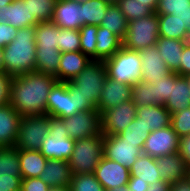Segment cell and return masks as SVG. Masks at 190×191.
<instances>
[{"label":"cell","instance_id":"cell-17","mask_svg":"<svg viewBox=\"0 0 190 191\" xmlns=\"http://www.w3.org/2000/svg\"><path fill=\"white\" fill-rule=\"evenodd\" d=\"M51 21L60 28L80 30L84 26L81 4L70 0H57Z\"/></svg>","mask_w":190,"mask_h":191},{"label":"cell","instance_id":"cell-16","mask_svg":"<svg viewBox=\"0 0 190 191\" xmlns=\"http://www.w3.org/2000/svg\"><path fill=\"white\" fill-rule=\"evenodd\" d=\"M132 100V85L106 78L102 88L97 110L104 111L117 107L120 103Z\"/></svg>","mask_w":190,"mask_h":191},{"label":"cell","instance_id":"cell-38","mask_svg":"<svg viewBox=\"0 0 190 191\" xmlns=\"http://www.w3.org/2000/svg\"><path fill=\"white\" fill-rule=\"evenodd\" d=\"M116 4L128 22L149 16L155 12L152 8L145 7L140 0H118Z\"/></svg>","mask_w":190,"mask_h":191},{"label":"cell","instance_id":"cell-56","mask_svg":"<svg viewBox=\"0 0 190 191\" xmlns=\"http://www.w3.org/2000/svg\"><path fill=\"white\" fill-rule=\"evenodd\" d=\"M0 73H5V63H4L2 48H0Z\"/></svg>","mask_w":190,"mask_h":191},{"label":"cell","instance_id":"cell-11","mask_svg":"<svg viewBox=\"0 0 190 191\" xmlns=\"http://www.w3.org/2000/svg\"><path fill=\"white\" fill-rule=\"evenodd\" d=\"M142 154L138 143L123 142L117 135H104L103 157L130 169Z\"/></svg>","mask_w":190,"mask_h":191},{"label":"cell","instance_id":"cell-18","mask_svg":"<svg viewBox=\"0 0 190 191\" xmlns=\"http://www.w3.org/2000/svg\"><path fill=\"white\" fill-rule=\"evenodd\" d=\"M22 116L10 103L0 106V147H14Z\"/></svg>","mask_w":190,"mask_h":191},{"label":"cell","instance_id":"cell-55","mask_svg":"<svg viewBox=\"0 0 190 191\" xmlns=\"http://www.w3.org/2000/svg\"><path fill=\"white\" fill-rule=\"evenodd\" d=\"M144 3L145 7L152 8L154 11L157 8L159 0H140Z\"/></svg>","mask_w":190,"mask_h":191},{"label":"cell","instance_id":"cell-61","mask_svg":"<svg viewBox=\"0 0 190 191\" xmlns=\"http://www.w3.org/2000/svg\"><path fill=\"white\" fill-rule=\"evenodd\" d=\"M105 1H107L109 3H117L118 2V0H105Z\"/></svg>","mask_w":190,"mask_h":191},{"label":"cell","instance_id":"cell-4","mask_svg":"<svg viewBox=\"0 0 190 191\" xmlns=\"http://www.w3.org/2000/svg\"><path fill=\"white\" fill-rule=\"evenodd\" d=\"M104 63L107 77L114 81L133 86L141 80L142 64L139 51L123 46Z\"/></svg>","mask_w":190,"mask_h":191},{"label":"cell","instance_id":"cell-24","mask_svg":"<svg viewBox=\"0 0 190 191\" xmlns=\"http://www.w3.org/2000/svg\"><path fill=\"white\" fill-rule=\"evenodd\" d=\"M95 60L105 61L123 47V40L109 29L98 26Z\"/></svg>","mask_w":190,"mask_h":191},{"label":"cell","instance_id":"cell-32","mask_svg":"<svg viewBox=\"0 0 190 191\" xmlns=\"http://www.w3.org/2000/svg\"><path fill=\"white\" fill-rule=\"evenodd\" d=\"M29 9V26L51 21L57 0H26Z\"/></svg>","mask_w":190,"mask_h":191},{"label":"cell","instance_id":"cell-22","mask_svg":"<svg viewBox=\"0 0 190 191\" xmlns=\"http://www.w3.org/2000/svg\"><path fill=\"white\" fill-rule=\"evenodd\" d=\"M91 59L81 51L62 53L55 78L59 82L71 81L89 64Z\"/></svg>","mask_w":190,"mask_h":191},{"label":"cell","instance_id":"cell-40","mask_svg":"<svg viewBox=\"0 0 190 191\" xmlns=\"http://www.w3.org/2000/svg\"><path fill=\"white\" fill-rule=\"evenodd\" d=\"M98 25H84L80 28V51L95 60Z\"/></svg>","mask_w":190,"mask_h":191},{"label":"cell","instance_id":"cell-60","mask_svg":"<svg viewBox=\"0 0 190 191\" xmlns=\"http://www.w3.org/2000/svg\"><path fill=\"white\" fill-rule=\"evenodd\" d=\"M70 1H75L77 3H84V2L89 1V0H70Z\"/></svg>","mask_w":190,"mask_h":191},{"label":"cell","instance_id":"cell-52","mask_svg":"<svg viewBox=\"0 0 190 191\" xmlns=\"http://www.w3.org/2000/svg\"><path fill=\"white\" fill-rule=\"evenodd\" d=\"M170 191H190V181L188 178L170 184Z\"/></svg>","mask_w":190,"mask_h":191},{"label":"cell","instance_id":"cell-50","mask_svg":"<svg viewBox=\"0 0 190 191\" xmlns=\"http://www.w3.org/2000/svg\"><path fill=\"white\" fill-rule=\"evenodd\" d=\"M179 154L185 160L188 169H190V134L180 138Z\"/></svg>","mask_w":190,"mask_h":191},{"label":"cell","instance_id":"cell-2","mask_svg":"<svg viewBox=\"0 0 190 191\" xmlns=\"http://www.w3.org/2000/svg\"><path fill=\"white\" fill-rule=\"evenodd\" d=\"M106 78L104 61L91 60L79 75L66 82L70 94H75L78 112L97 110Z\"/></svg>","mask_w":190,"mask_h":191},{"label":"cell","instance_id":"cell-34","mask_svg":"<svg viewBox=\"0 0 190 191\" xmlns=\"http://www.w3.org/2000/svg\"><path fill=\"white\" fill-rule=\"evenodd\" d=\"M82 6V18L84 25H100L104 15L111 4L105 0H89L80 3Z\"/></svg>","mask_w":190,"mask_h":191},{"label":"cell","instance_id":"cell-26","mask_svg":"<svg viewBox=\"0 0 190 191\" xmlns=\"http://www.w3.org/2000/svg\"><path fill=\"white\" fill-rule=\"evenodd\" d=\"M156 14H171L185 26L190 41V0H159Z\"/></svg>","mask_w":190,"mask_h":191},{"label":"cell","instance_id":"cell-13","mask_svg":"<svg viewBox=\"0 0 190 191\" xmlns=\"http://www.w3.org/2000/svg\"><path fill=\"white\" fill-rule=\"evenodd\" d=\"M77 112L75 94H70L66 82L57 81L48 95L46 114L51 117L64 118Z\"/></svg>","mask_w":190,"mask_h":191},{"label":"cell","instance_id":"cell-63","mask_svg":"<svg viewBox=\"0 0 190 191\" xmlns=\"http://www.w3.org/2000/svg\"><path fill=\"white\" fill-rule=\"evenodd\" d=\"M188 80H189V86H190V75L187 76Z\"/></svg>","mask_w":190,"mask_h":191},{"label":"cell","instance_id":"cell-23","mask_svg":"<svg viewBox=\"0 0 190 191\" xmlns=\"http://www.w3.org/2000/svg\"><path fill=\"white\" fill-rule=\"evenodd\" d=\"M136 117L141 118V122L152 132L170 126L172 114L164 105H151L137 107Z\"/></svg>","mask_w":190,"mask_h":191},{"label":"cell","instance_id":"cell-49","mask_svg":"<svg viewBox=\"0 0 190 191\" xmlns=\"http://www.w3.org/2000/svg\"><path fill=\"white\" fill-rule=\"evenodd\" d=\"M11 79L12 77L6 73H0V106L9 103Z\"/></svg>","mask_w":190,"mask_h":191},{"label":"cell","instance_id":"cell-30","mask_svg":"<svg viewBox=\"0 0 190 191\" xmlns=\"http://www.w3.org/2000/svg\"><path fill=\"white\" fill-rule=\"evenodd\" d=\"M59 26L52 21L39 22L35 25L36 48L58 49Z\"/></svg>","mask_w":190,"mask_h":191},{"label":"cell","instance_id":"cell-33","mask_svg":"<svg viewBox=\"0 0 190 191\" xmlns=\"http://www.w3.org/2000/svg\"><path fill=\"white\" fill-rule=\"evenodd\" d=\"M159 36L165 38L177 39L180 41H189L185 26H182L179 20L171 14H158Z\"/></svg>","mask_w":190,"mask_h":191},{"label":"cell","instance_id":"cell-47","mask_svg":"<svg viewBox=\"0 0 190 191\" xmlns=\"http://www.w3.org/2000/svg\"><path fill=\"white\" fill-rule=\"evenodd\" d=\"M18 29L14 26L5 23L0 24V48H4L12 42L17 34Z\"/></svg>","mask_w":190,"mask_h":191},{"label":"cell","instance_id":"cell-44","mask_svg":"<svg viewBox=\"0 0 190 191\" xmlns=\"http://www.w3.org/2000/svg\"><path fill=\"white\" fill-rule=\"evenodd\" d=\"M171 90V73L165 77H162L160 81H153L152 93L153 97H156L159 102L164 105L170 96Z\"/></svg>","mask_w":190,"mask_h":191},{"label":"cell","instance_id":"cell-62","mask_svg":"<svg viewBox=\"0 0 190 191\" xmlns=\"http://www.w3.org/2000/svg\"><path fill=\"white\" fill-rule=\"evenodd\" d=\"M187 178L190 181V169H188Z\"/></svg>","mask_w":190,"mask_h":191},{"label":"cell","instance_id":"cell-5","mask_svg":"<svg viewBox=\"0 0 190 191\" xmlns=\"http://www.w3.org/2000/svg\"><path fill=\"white\" fill-rule=\"evenodd\" d=\"M104 134L75 140L74 150L68 160L72 173L93 174L103 157Z\"/></svg>","mask_w":190,"mask_h":191},{"label":"cell","instance_id":"cell-45","mask_svg":"<svg viewBox=\"0 0 190 191\" xmlns=\"http://www.w3.org/2000/svg\"><path fill=\"white\" fill-rule=\"evenodd\" d=\"M51 187L39 177L22 179L21 191H48Z\"/></svg>","mask_w":190,"mask_h":191},{"label":"cell","instance_id":"cell-54","mask_svg":"<svg viewBox=\"0 0 190 191\" xmlns=\"http://www.w3.org/2000/svg\"><path fill=\"white\" fill-rule=\"evenodd\" d=\"M8 19V5L0 7V24L7 23Z\"/></svg>","mask_w":190,"mask_h":191},{"label":"cell","instance_id":"cell-20","mask_svg":"<svg viewBox=\"0 0 190 191\" xmlns=\"http://www.w3.org/2000/svg\"><path fill=\"white\" fill-rule=\"evenodd\" d=\"M156 164L161 179L169 184L187 178L188 167L179 152L156 157Z\"/></svg>","mask_w":190,"mask_h":191},{"label":"cell","instance_id":"cell-10","mask_svg":"<svg viewBox=\"0 0 190 191\" xmlns=\"http://www.w3.org/2000/svg\"><path fill=\"white\" fill-rule=\"evenodd\" d=\"M136 110L132 100H129L104 111L101 114V133L104 135L120 134L136 118Z\"/></svg>","mask_w":190,"mask_h":191},{"label":"cell","instance_id":"cell-36","mask_svg":"<svg viewBox=\"0 0 190 191\" xmlns=\"http://www.w3.org/2000/svg\"><path fill=\"white\" fill-rule=\"evenodd\" d=\"M151 133L141 122V118H135L120 134L117 136L123 142L138 143V147H144L145 141Z\"/></svg>","mask_w":190,"mask_h":191},{"label":"cell","instance_id":"cell-31","mask_svg":"<svg viewBox=\"0 0 190 191\" xmlns=\"http://www.w3.org/2000/svg\"><path fill=\"white\" fill-rule=\"evenodd\" d=\"M62 53L59 49L36 48L35 71L56 75Z\"/></svg>","mask_w":190,"mask_h":191},{"label":"cell","instance_id":"cell-1","mask_svg":"<svg viewBox=\"0 0 190 191\" xmlns=\"http://www.w3.org/2000/svg\"><path fill=\"white\" fill-rule=\"evenodd\" d=\"M57 82L54 75L38 71L14 76L10 82L9 103L21 115H46L47 98Z\"/></svg>","mask_w":190,"mask_h":191},{"label":"cell","instance_id":"cell-21","mask_svg":"<svg viewBox=\"0 0 190 191\" xmlns=\"http://www.w3.org/2000/svg\"><path fill=\"white\" fill-rule=\"evenodd\" d=\"M72 175L69 161L48 159L39 178L50 187L69 189Z\"/></svg>","mask_w":190,"mask_h":191},{"label":"cell","instance_id":"cell-14","mask_svg":"<svg viewBox=\"0 0 190 191\" xmlns=\"http://www.w3.org/2000/svg\"><path fill=\"white\" fill-rule=\"evenodd\" d=\"M96 179L106 191L127 184L130 172L126 166L102 157L94 172Z\"/></svg>","mask_w":190,"mask_h":191},{"label":"cell","instance_id":"cell-9","mask_svg":"<svg viewBox=\"0 0 190 191\" xmlns=\"http://www.w3.org/2000/svg\"><path fill=\"white\" fill-rule=\"evenodd\" d=\"M66 126V134L80 140L101 134V114L98 110L80 111L72 116L60 118Z\"/></svg>","mask_w":190,"mask_h":191},{"label":"cell","instance_id":"cell-42","mask_svg":"<svg viewBox=\"0 0 190 191\" xmlns=\"http://www.w3.org/2000/svg\"><path fill=\"white\" fill-rule=\"evenodd\" d=\"M58 49L61 53L80 51L79 30L59 27Z\"/></svg>","mask_w":190,"mask_h":191},{"label":"cell","instance_id":"cell-43","mask_svg":"<svg viewBox=\"0 0 190 191\" xmlns=\"http://www.w3.org/2000/svg\"><path fill=\"white\" fill-rule=\"evenodd\" d=\"M171 126L183 138L190 134V107L172 114Z\"/></svg>","mask_w":190,"mask_h":191},{"label":"cell","instance_id":"cell-46","mask_svg":"<svg viewBox=\"0 0 190 191\" xmlns=\"http://www.w3.org/2000/svg\"><path fill=\"white\" fill-rule=\"evenodd\" d=\"M21 176H0V191H21Z\"/></svg>","mask_w":190,"mask_h":191},{"label":"cell","instance_id":"cell-35","mask_svg":"<svg viewBox=\"0 0 190 191\" xmlns=\"http://www.w3.org/2000/svg\"><path fill=\"white\" fill-rule=\"evenodd\" d=\"M21 176L19 150L14 147H0V176Z\"/></svg>","mask_w":190,"mask_h":191},{"label":"cell","instance_id":"cell-28","mask_svg":"<svg viewBox=\"0 0 190 191\" xmlns=\"http://www.w3.org/2000/svg\"><path fill=\"white\" fill-rule=\"evenodd\" d=\"M130 177H136V181L148 182V184L156 183L161 179L157 171L156 158L142 154L129 169Z\"/></svg>","mask_w":190,"mask_h":191},{"label":"cell","instance_id":"cell-12","mask_svg":"<svg viewBox=\"0 0 190 191\" xmlns=\"http://www.w3.org/2000/svg\"><path fill=\"white\" fill-rule=\"evenodd\" d=\"M180 138L172 126L152 131L145 141L143 154L159 157L179 152Z\"/></svg>","mask_w":190,"mask_h":191},{"label":"cell","instance_id":"cell-58","mask_svg":"<svg viewBox=\"0 0 190 191\" xmlns=\"http://www.w3.org/2000/svg\"><path fill=\"white\" fill-rule=\"evenodd\" d=\"M14 0H0V7L9 5L13 2Z\"/></svg>","mask_w":190,"mask_h":191},{"label":"cell","instance_id":"cell-6","mask_svg":"<svg viewBox=\"0 0 190 191\" xmlns=\"http://www.w3.org/2000/svg\"><path fill=\"white\" fill-rule=\"evenodd\" d=\"M159 38V19L155 12L128 22L123 46L130 50H143L156 45Z\"/></svg>","mask_w":190,"mask_h":191},{"label":"cell","instance_id":"cell-51","mask_svg":"<svg viewBox=\"0 0 190 191\" xmlns=\"http://www.w3.org/2000/svg\"><path fill=\"white\" fill-rule=\"evenodd\" d=\"M127 185L131 187V191H146L149 186L146 181H136V177H130Z\"/></svg>","mask_w":190,"mask_h":191},{"label":"cell","instance_id":"cell-7","mask_svg":"<svg viewBox=\"0 0 190 191\" xmlns=\"http://www.w3.org/2000/svg\"><path fill=\"white\" fill-rule=\"evenodd\" d=\"M66 126L60 118L49 116V134L42 142L40 152L46 159L68 161L75 146V140L66 134Z\"/></svg>","mask_w":190,"mask_h":191},{"label":"cell","instance_id":"cell-8","mask_svg":"<svg viewBox=\"0 0 190 191\" xmlns=\"http://www.w3.org/2000/svg\"><path fill=\"white\" fill-rule=\"evenodd\" d=\"M48 134L49 115L22 116L15 147L18 150H40Z\"/></svg>","mask_w":190,"mask_h":191},{"label":"cell","instance_id":"cell-53","mask_svg":"<svg viewBox=\"0 0 190 191\" xmlns=\"http://www.w3.org/2000/svg\"><path fill=\"white\" fill-rule=\"evenodd\" d=\"M146 191H170V184L159 179L156 183L150 184Z\"/></svg>","mask_w":190,"mask_h":191},{"label":"cell","instance_id":"cell-59","mask_svg":"<svg viewBox=\"0 0 190 191\" xmlns=\"http://www.w3.org/2000/svg\"><path fill=\"white\" fill-rule=\"evenodd\" d=\"M48 191H70L68 188H55L51 187Z\"/></svg>","mask_w":190,"mask_h":191},{"label":"cell","instance_id":"cell-41","mask_svg":"<svg viewBox=\"0 0 190 191\" xmlns=\"http://www.w3.org/2000/svg\"><path fill=\"white\" fill-rule=\"evenodd\" d=\"M70 191H106L95 174L73 173Z\"/></svg>","mask_w":190,"mask_h":191},{"label":"cell","instance_id":"cell-37","mask_svg":"<svg viewBox=\"0 0 190 191\" xmlns=\"http://www.w3.org/2000/svg\"><path fill=\"white\" fill-rule=\"evenodd\" d=\"M7 23L17 29L29 26V9L26 0H14L8 5Z\"/></svg>","mask_w":190,"mask_h":191},{"label":"cell","instance_id":"cell-27","mask_svg":"<svg viewBox=\"0 0 190 191\" xmlns=\"http://www.w3.org/2000/svg\"><path fill=\"white\" fill-rule=\"evenodd\" d=\"M188 42L159 36L155 46L171 71L179 67L183 48Z\"/></svg>","mask_w":190,"mask_h":191},{"label":"cell","instance_id":"cell-3","mask_svg":"<svg viewBox=\"0 0 190 191\" xmlns=\"http://www.w3.org/2000/svg\"><path fill=\"white\" fill-rule=\"evenodd\" d=\"M5 73L20 76L36 67L35 26L18 29L12 42L3 48Z\"/></svg>","mask_w":190,"mask_h":191},{"label":"cell","instance_id":"cell-19","mask_svg":"<svg viewBox=\"0 0 190 191\" xmlns=\"http://www.w3.org/2000/svg\"><path fill=\"white\" fill-rule=\"evenodd\" d=\"M164 106L171 114L190 107V86L187 76L171 72L170 96Z\"/></svg>","mask_w":190,"mask_h":191},{"label":"cell","instance_id":"cell-25","mask_svg":"<svg viewBox=\"0 0 190 191\" xmlns=\"http://www.w3.org/2000/svg\"><path fill=\"white\" fill-rule=\"evenodd\" d=\"M47 160L40 150H19L22 179L39 177L43 173Z\"/></svg>","mask_w":190,"mask_h":191},{"label":"cell","instance_id":"cell-39","mask_svg":"<svg viewBox=\"0 0 190 191\" xmlns=\"http://www.w3.org/2000/svg\"><path fill=\"white\" fill-rule=\"evenodd\" d=\"M132 102L137 107L162 105L153 97L152 83L138 82L132 86Z\"/></svg>","mask_w":190,"mask_h":191},{"label":"cell","instance_id":"cell-29","mask_svg":"<svg viewBox=\"0 0 190 191\" xmlns=\"http://www.w3.org/2000/svg\"><path fill=\"white\" fill-rule=\"evenodd\" d=\"M99 26L109 29L112 33L124 40L127 33L128 21L120 11L118 5L111 3Z\"/></svg>","mask_w":190,"mask_h":191},{"label":"cell","instance_id":"cell-48","mask_svg":"<svg viewBox=\"0 0 190 191\" xmlns=\"http://www.w3.org/2000/svg\"><path fill=\"white\" fill-rule=\"evenodd\" d=\"M174 72L181 76L190 75V42L184 46L181 54L180 65Z\"/></svg>","mask_w":190,"mask_h":191},{"label":"cell","instance_id":"cell-57","mask_svg":"<svg viewBox=\"0 0 190 191\" xmlns=\"http://www.w3.org/2000/svg\"><path fill=\"white\" fill-rule=\"evenodd\" d=\"M110 191H131V187H129L127 184H124L119 187H115L111 189Z\"/></svg>","mask_w":190,"mask_h":191},{"label":"cell","instance_id":"cell-15","mask_svg":"<svg viewBox=\"0 0 190 191\" xmlns=\"http://www.w3.org/2000/svg\"><path fill=\"white\" fill-rule=\"evenodd\" d=\"M139 54L142 64L140 82L153 83L156 80L160 81L162 77L172 72L166 65L165 60L162 59L156 46L139 50Z\"/></svg>","mask_w":190,"mask_h":191}]
</instances>
